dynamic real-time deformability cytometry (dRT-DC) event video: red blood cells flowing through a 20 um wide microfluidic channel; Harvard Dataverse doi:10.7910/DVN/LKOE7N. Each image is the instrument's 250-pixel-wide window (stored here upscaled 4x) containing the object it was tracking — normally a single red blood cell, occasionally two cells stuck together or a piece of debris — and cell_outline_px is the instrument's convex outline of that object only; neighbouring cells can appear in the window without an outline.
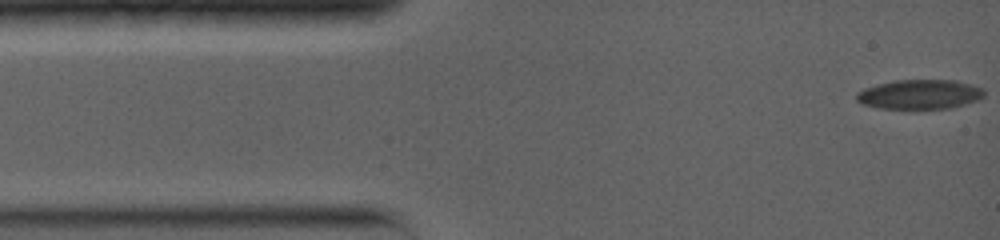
{"species": "common noctule bat (a hibernating species)", "species_latin": "Nyctalus noctula", "temperature_condition": "warm", "stored_images_in_passage": 73, "camera_frame_rate_fps": 5000, "um_per_image_px": 0.085, "animal": {"sex": "female", "body_mass_g": 19.0, "forearm_length_mm": 56.7}, "frame": {"image": 1, "passage_image": 1, "time_ms": 0.0, "image_size_px": [1000, 240], "cell_outline_px": [[984, 96], [976, 100], [964, 104], [948, 108], [880, 108], [860, 104], [856, 100], [856, 92], [864, 88], [876, 84], [896, 80], [956, 80], [972, 84], [984, 88]], "centroid_in_image_um": [78.15, 8.0], "position_along_channel_um": 6.9, "area_um2": 21.96}}
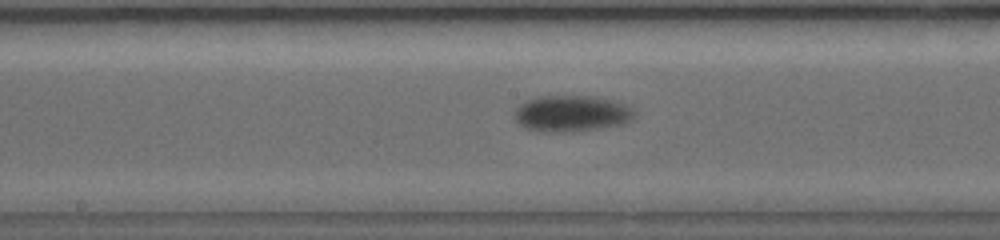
{"frame": {"image": 2, "passage_image": 45, "time_ms": 7.2, "image_size_px": [1000, 240], "cell_outline_px": [[636, 116], [632, 120], [624, 124], [600, 128], [572, 132], [536, 132], [524, 128], [516, 124], [512, 116], [516, 108], [524, 100], [540, 96], [592, 96], [612, 100], [624, 104], [632, 108]], "centroid_in_image_um": [48.52, 9.67], "position_along_channel_um": 199.7, "area_um2": 25.95}}
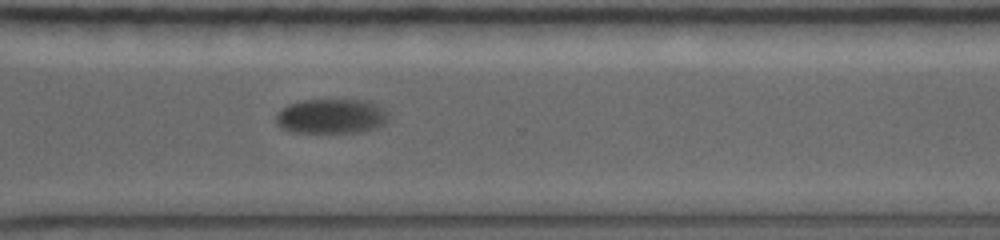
{"frame": {"image": 3, "passage_image": 72, "time_ms": 11.0, "image_size_px": [1000, 240], "cell_outline_px": [[388, 120], [380, 128], [360, 132], [292, 132], [280, 128], [276, 124], [276, 112], [288, 104], [300, 100], [368, 100], [384, 108], [388, 112]], "centroid_in_image_um": [28.17, 9.88], "position_along_channel_um": 342.4, "area_um2": 23.18}}